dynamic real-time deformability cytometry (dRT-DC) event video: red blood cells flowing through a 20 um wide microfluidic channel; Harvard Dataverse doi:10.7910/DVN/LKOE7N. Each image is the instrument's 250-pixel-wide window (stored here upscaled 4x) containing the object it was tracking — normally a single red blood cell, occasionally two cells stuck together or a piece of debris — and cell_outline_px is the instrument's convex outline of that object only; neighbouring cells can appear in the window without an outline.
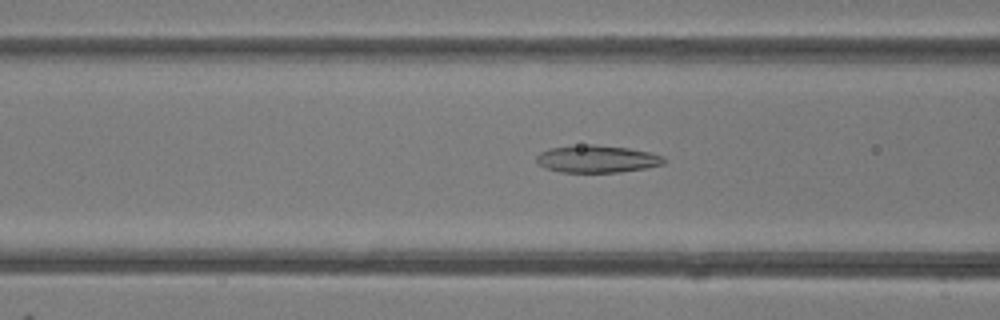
{"species": "common noctule bat (a hibernating species)", "species_latin": "Nyctalus noctula", "temperature_condition": "room temperature", "stored_images_in_passage": 50, "camera_frame_rate_fps": 3000, "um_per_image_px": 0.085, "animal": {"sex": "female"}, "frame": {"image": 1, "passage_image": 20, "time_ms": 6.333, "image_size_px": [1000, 320], "cell_outline_px": [[664, 164], [648, 168], [620, 172], [560, 172], [544, 168], [536, 164], [536, 156], [540, 152], [548, 148], [588, 144], [596, 144], [628, 148], [648, 152], [664, 156]], "centroid_in_image_um": [50.71, 13.51], "position_along_channel_um": 115.9, "area_um2": 20.52}}
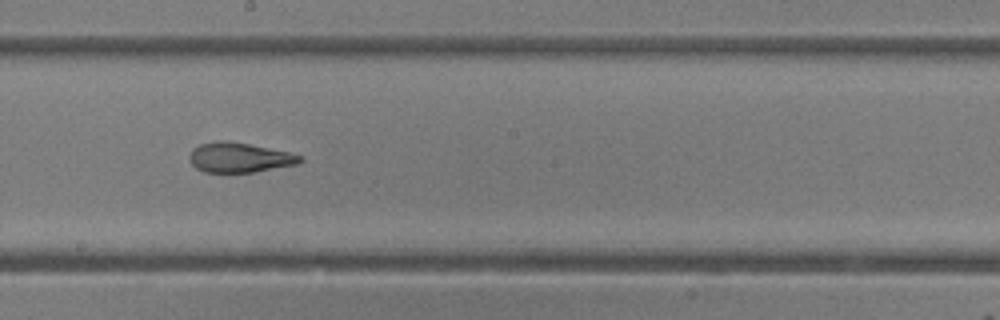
{"frame": {"image": 2, "passage_image": 28, "time_ms": 9.0, "image_size_px": [1000, 320], "cell_outline_px": [[304, 160], [296, 164], [256, 172], [204, 172], [196, 168], [192, 164], [188, 156], [192, 148], [200, 144], [220, 140], [224, 140], [248, 144], [288, 152], [300, 156]], "centroid_in_image_um": [20.31, 13.39], "position_along_channel_um": 227.9, "area_um2": 19.07}}
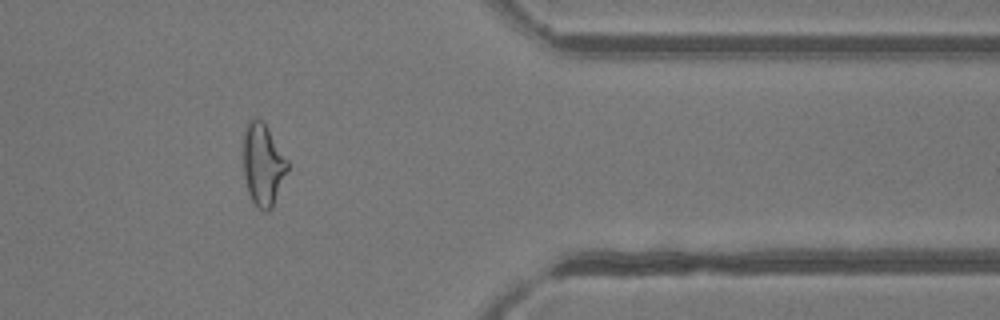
{"frame": {"image": 3, "passage_image": 41, "time_ms": 13.333, "image_size_px": [1000, 320], "cell_outline_px": [[288, 172], [272, 208], [268, 212], [264, 212], [256, 208], [248, 192], [244, 176], [244, 132], [248, 120], [256, 116], [264, 120], [288, 160]], "centroid_in_image_um": [22.37, 13.98], "position_along_channel_um": 389.0, "area_um2": 21.62}, "authors_computed_cell_mechanics": {"area_um2": 21.7617, "velocity_mm_per_s": 4.1863, "shape_relaxation_time_tau1_ms": 9.4874, "shape_relaxation_time_tau2_ms": 1.2747, "deformation_change_tau1": 0.2776, "deformation_change_tau2": 0.0934}}